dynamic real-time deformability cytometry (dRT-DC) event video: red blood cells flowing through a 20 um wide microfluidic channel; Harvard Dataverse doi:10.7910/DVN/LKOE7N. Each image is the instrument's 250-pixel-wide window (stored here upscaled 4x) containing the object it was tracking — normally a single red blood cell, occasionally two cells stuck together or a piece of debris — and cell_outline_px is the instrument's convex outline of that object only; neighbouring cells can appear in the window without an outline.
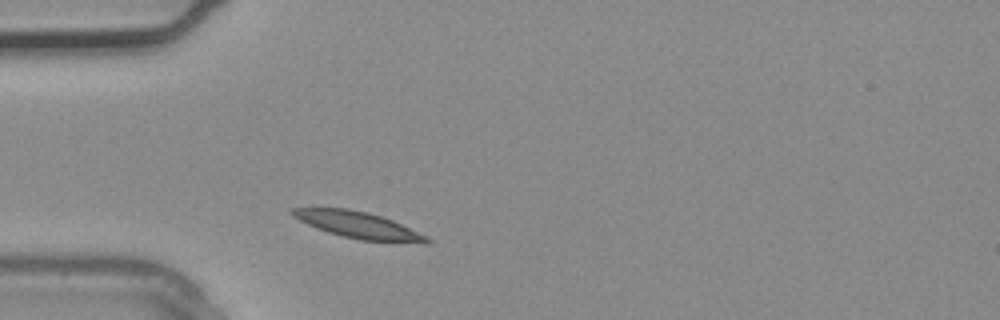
{"species": "common noctule bat (a hibernating species)", "species_latin": "Nyctalus noctula", "temperature_condition": "warm", "stored_images_in_passage": 1, "camera_frame_rate_fps": 3000, "um_per_image_px": 0.085, "animal": {"sex": "male", "body_mass_g": 20.4}, "frame": {"image": 1, "passage_image": 1, "time_ms": 0.0, "image_size_px": [1000, 320], "cell_outline_px": [[432, 244], [424, 244], [360, 240], [328, 232], [316, 228], [292, 216], [288, 212], [292, 208], [348, 208], [368, 212], [392, 220], [428, 236], [432, 240]], "centroid_in_image_um": [30.52, 19.14], "position_along_channel_um": 54.5, "area_um2": 20.98}}